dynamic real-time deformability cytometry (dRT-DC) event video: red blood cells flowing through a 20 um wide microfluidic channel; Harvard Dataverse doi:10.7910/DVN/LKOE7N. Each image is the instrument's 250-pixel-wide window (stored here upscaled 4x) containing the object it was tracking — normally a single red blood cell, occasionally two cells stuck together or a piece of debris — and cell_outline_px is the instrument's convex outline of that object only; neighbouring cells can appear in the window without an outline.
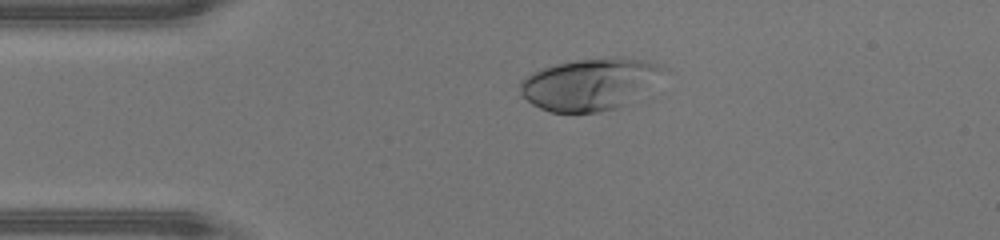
{"species": "human", "species_latin": "Homo sapiens", "temperature_condition": "warm", "stored_images_in_passage": 44, "camera_frame_rate_fps": 3000, "um_per_image_px": 0.085, "donor": {"sex": "male"}, "frame": {"image": 1, "passage_image": 10, "time_ms": 3.0, "image_size_px": [1000, 240], "cell_outline_px": [[660, 68], [624, 104], [616, 108], [600, 112], [552, 112], [540, 108], [532, 104], [520, 92], [520, 80], [524, 76], [540, 68], [556, 64], [576, 60], [612, 56], [620, 56], [648, 60], [656, 64]], "centroid_in_image_um": [49.89, 7.13], "position_along_channel_um": 35.1, "area_um2": 41.5}}
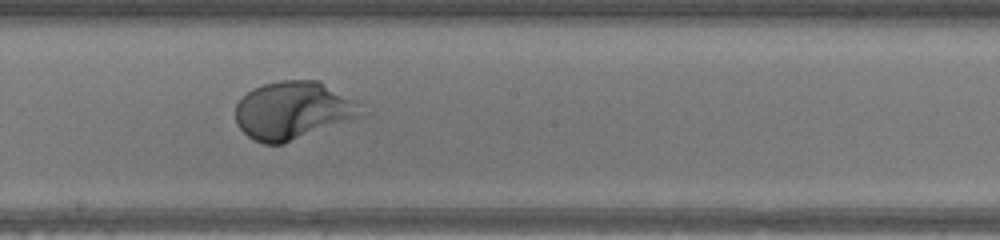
{"frame": {"image": 2, "passage_image": 25, "time_ms": 8.0, "image_size_px": [1000, 240], "cell_outline_px": [[364, 116], [284, 144], [264, 144], [252, 140], [240, 128], [236, 120], [236, 104], [252, 88], [264, 84], [280, 80], [320, 80], [356, 100]], "centroid_in_image_um": [24.93, 9.39], "position_along_channel_um": 223.3, "area_um2": 42.66}}
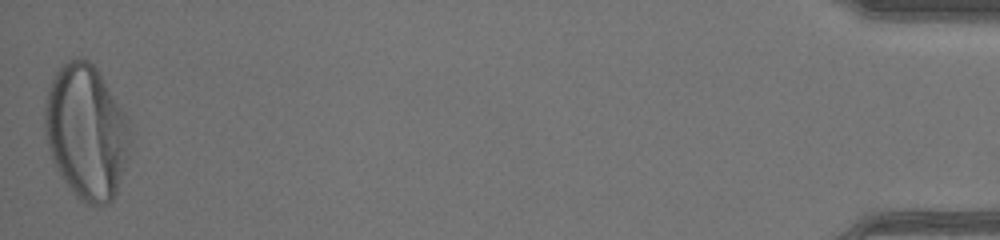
{"frame": {"image": 3, "passage_image": 44, "time_ms": 14.333, "image_size_px": [1000, 240], "cell_outline_px": [[128, 156], [116, 192], [112, 200], [108, 204], [96, 208], [80, 200], [76, 196], [64, 180], [52, 160], [44, 132], [44, 108], [48, 92], [52, 80], [56, 72], [68, 60], [80, 56], [88, 60], [96, 68], [128, 116]], "centroid_in_image_um": [7.33, 11.22], "position_along_channel_um": 427.9, "area_um2": 66.59}, "authors_computed_cell_mechanics": {"area_um2": 42.8876, "velocity_mm_per_s": 4.4986, "shape_relaxation_time_tau1_ms": 1.8469, "shape_relaxation_time_tau2_ms": null, "deformation_change_tau1": 0.2049, "deformation_change_tau2": null}}